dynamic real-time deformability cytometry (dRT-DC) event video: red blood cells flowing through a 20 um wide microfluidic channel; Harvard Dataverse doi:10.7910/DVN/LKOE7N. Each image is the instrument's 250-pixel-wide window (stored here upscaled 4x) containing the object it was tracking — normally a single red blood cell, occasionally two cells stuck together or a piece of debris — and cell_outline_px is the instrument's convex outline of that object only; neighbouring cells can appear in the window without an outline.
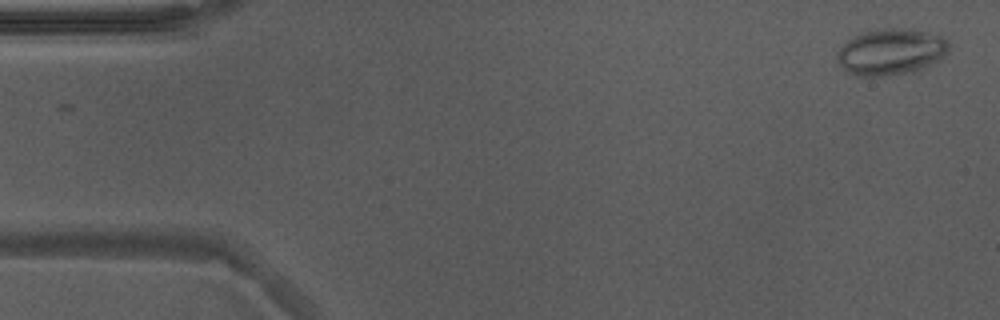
{"species": "Egyptian fruit bat (a non-hibernating species)", "species_latin": "Rousettus aegyptiacus", "temperature_condition": "warm", "stored_images_in_passage": 49, "camera_frame_rate_fps": 3000, "um_per_image_px": 0.085, "animal": {"sex": "male"}, "frame": {"image": 1, "passage_image": 1, "time_ms": 0.0, "image_size_px": [1000, 320], "cell_outline_px": [[948, 48], [944, 56], [928, 64], [904, 72], [888, 76], [852, 76], [836, 60], [836, 52], [848, 40], [860, 32], [888, 28], [912, 28], [940, 36], [948, 40]], "centroid_in_image_um": [75.66, 4.38], "position_along_channel_um": 9.3, "area_um2": 29.71}}
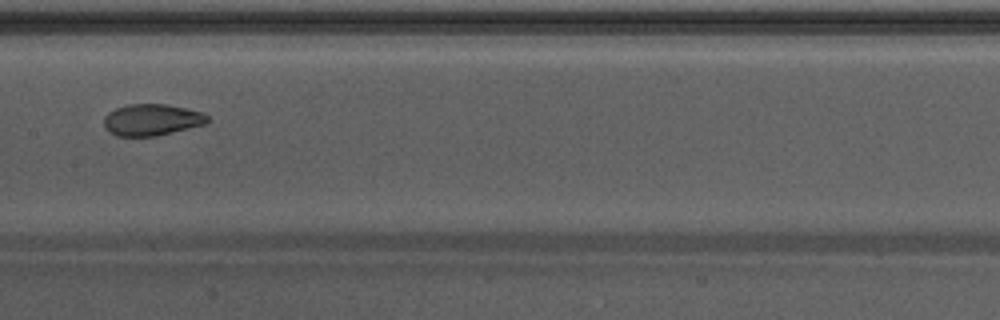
{"frame": {"image": 2, "passage_image": 25, "time_ms": 8.0, "image_size_px": [1000, 320], "cell_outline_px": [[208, 120], [204, 124], [156, 136], [116, 136], [108, 132], [104, 128], [104, 116], [108, 112], [116, 108], [128, 104], [164, 104], [204, 112], [208, 116]], "centroid_in_image_um": [12.85, 10.18], "position_along_channel_um": 194.5, "area_um2": 19.02}}
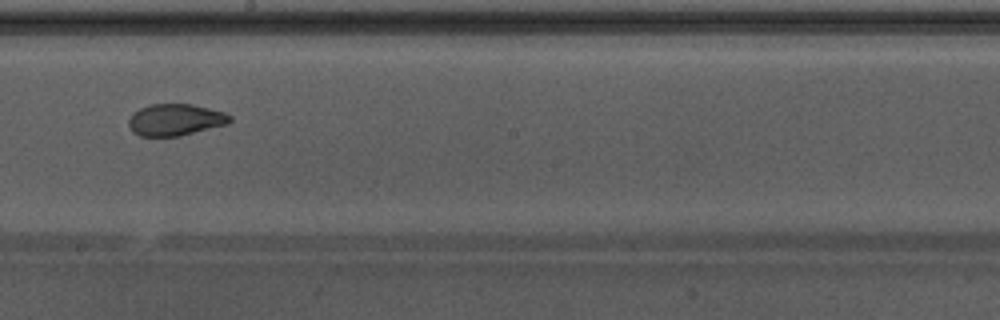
{"frame": {"image": 3, "passage_image": 28, "time_ms": 9.0, "image_size_px": [1000, 320], "cell_outline_px": [[232, 120], [228, 124], [180, 136], [140, 136], [132, 132], [128, 124], [128, 120], [132, 112], [140, 108], [152, 104], [192, 104], [224, 112], [232, 116]], "centroid_in_image_um": [14.9, 10.18], "position_along_channel_um": 233.3, "area_um2": 18.84}, "authors_computed_cell_mechanics": {"area_um2": 20.808, "velocity_mm_per_s": 3.8995, "shape_relaxation_time_tau1_ms": null, "shape_relaxation_time_tau2_ms": 1.4463, "deformation_change_tau1": null, "deformation_change_tau2": 0.0562}}